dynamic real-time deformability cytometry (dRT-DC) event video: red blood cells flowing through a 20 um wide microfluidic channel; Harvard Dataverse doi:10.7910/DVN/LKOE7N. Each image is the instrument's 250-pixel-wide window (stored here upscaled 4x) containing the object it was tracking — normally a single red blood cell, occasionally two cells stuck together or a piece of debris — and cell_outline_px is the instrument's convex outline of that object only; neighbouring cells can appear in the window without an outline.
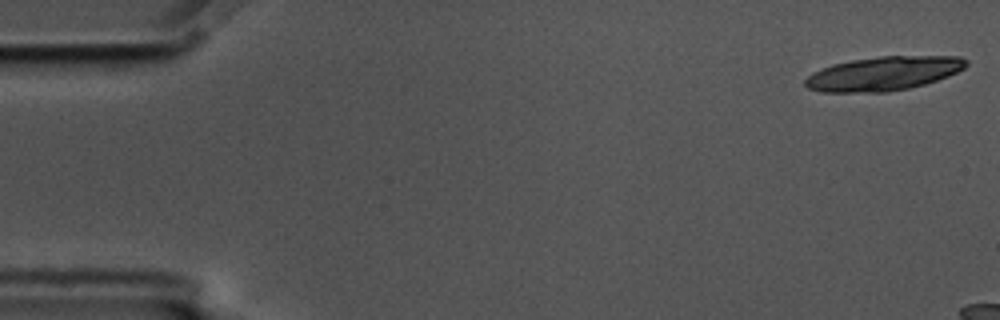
{"species": "common noctule bat (a hibernating species)", "species_latin": "Nyctalus noctula", "temperature_condition": "cold", "stored_images_in_passage": 9, "camera_frame_rate_fps": 3000, "um_per_image_px": 0.085, "animal": {"sex": "male", "body_mass_g": 17.5, "forearm_length_mm": 52.3}, "frame": {"image": 1, "passage_image": 1, "time_ms": 0.0, "image_size_px": [1000, 320], "cell_outline_px": [[968, 64], [964, 68], [948, 76], [924, 84], [908, 88], [888, 92], [820, 92], [808, 88], [804, 84], [804, 80], [812, 72], [832, 64], [852, 60], [880, 56], [960, 56], [968, 60]], "centroid_in_image_um": [75.08, 6.25], "position_along_channel_um": 9.9, "area_um2": 31.91}}